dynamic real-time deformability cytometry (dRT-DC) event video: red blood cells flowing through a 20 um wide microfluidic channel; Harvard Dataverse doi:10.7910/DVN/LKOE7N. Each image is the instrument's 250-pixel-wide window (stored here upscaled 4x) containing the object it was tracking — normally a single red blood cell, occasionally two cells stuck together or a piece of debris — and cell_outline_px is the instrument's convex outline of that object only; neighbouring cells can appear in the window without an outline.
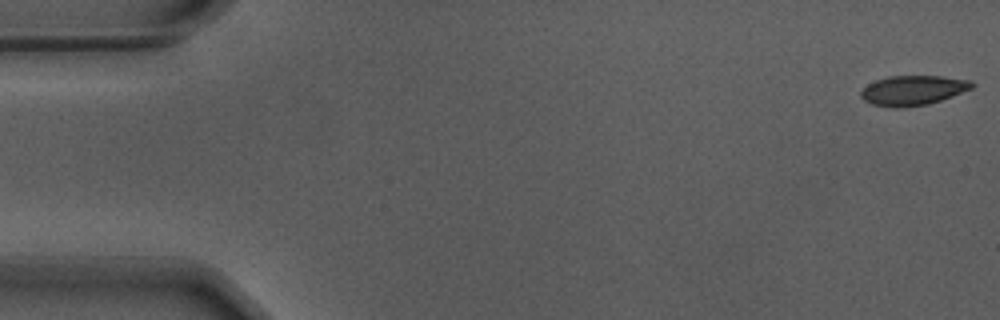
{"species": "Egyptian fruit bat (a non-hibernating species)", "species_latin": "Rousettus aegyptiacus", "temperature_condition": "warm", "stored_images_in_passage": 11, "camera_frame_rate_fps": 3000, "um_per_image_px": 0.085, "animal": {"sex": "male"}, "frame": {"image": 1, "passage_image": 1, "time_ms": 0.0, "image_size_px": [1000, 320], "cell_outline_px": [[976, 84], [972, 88], [952, 96], [928, 104], [900, 108], [896, 108], [872, 104], [864, 100], [860, 96], [860, 92], [868, 84], [876, 80], [888, 76], [940, 76], [972, 80]], "centroid_in_image_um": [77.61, 7.67], "position_along_channel_um": 7.4, "area_um2": 19.25}}